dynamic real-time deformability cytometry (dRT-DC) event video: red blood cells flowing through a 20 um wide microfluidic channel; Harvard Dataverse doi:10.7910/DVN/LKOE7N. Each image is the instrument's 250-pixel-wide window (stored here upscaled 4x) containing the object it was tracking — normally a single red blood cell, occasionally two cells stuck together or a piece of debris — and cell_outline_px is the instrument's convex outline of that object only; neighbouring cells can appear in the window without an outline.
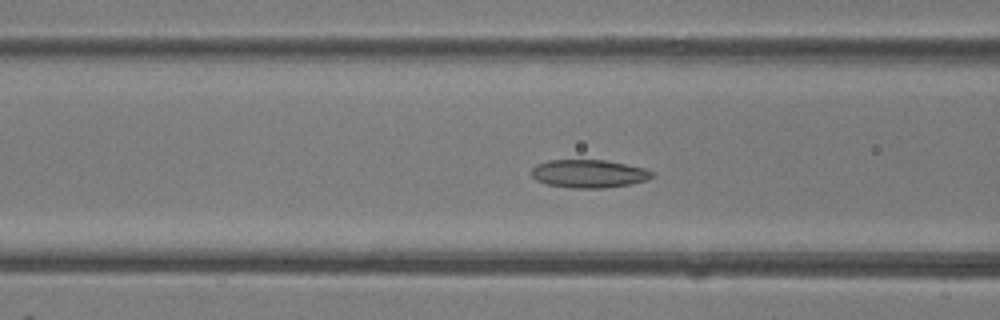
{"species": "common noctule bat (a hibernating species)", "species_latin": "Nyctalus noctula", "temperature_condition": "room temperature", "stored_images_in_passage": 48, "camera_frame_rate_fps": 3000, "um_per_image_px": 0.085, "animal": {"sex": "female"}, "frame": {"image": 1, "passage_image": 19, "time_ms": 6.0, "image_size_px": [1000, 320], "cell_outline_px": [[656, 172], [648, 180], [628, 184], [604, 188], [572, 188], [548, 184], [536, 180], [532, 176], [532, 168], [536, 164], [548, 160], [604, 160], [644, 168]], "centroid_in_image_um": [50.05, 14.76], "position_along_channel_um": 116.6, "area_um2": 19.65}}
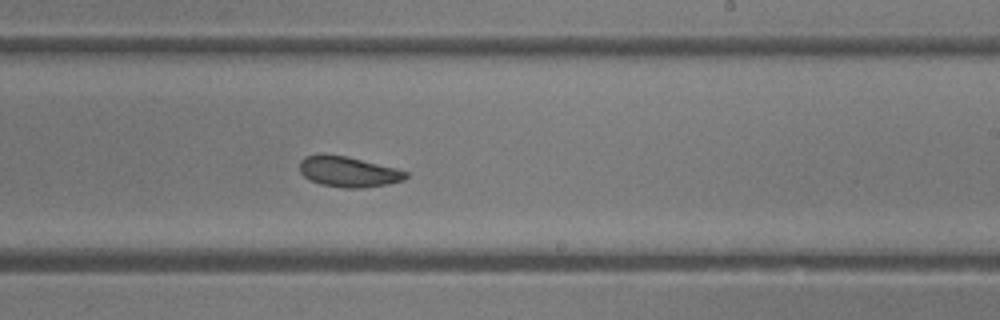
{"frame": {"image": 2, "passage_image": 29, "time_ms": 9.333, "image_size_px": [1000, 320], "cell_outline_px": [[408, 176], [404, 180], [388, 184], [364, 188], [344, 188], [320, 184], [308, 180], [300, 172], [300, 160], [304, 156], [324, 152], [348, 156], [396, 168], [408, 172]], "centroid_in_image_um": [29.58, 14.58], "position_along_channel_um": 259.4, "area_um2": 19.36}}
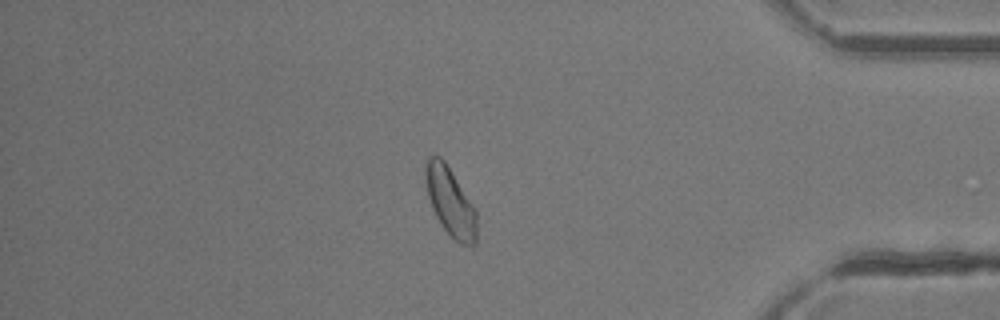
{"frame": {"image": 3, "passage_image": 41, "time_ms": 13.333, "image_size_px": [1000, 320], "cell_outline_px": [[476, 244], [472, 248], [460, 244], [440, 224], [432, 208], [428, 196], [424, 180], [424, 164], [428, 156], [440, 156], [444, 160], [476, 208]], "centroid_in_image_um": [38.27, 17.14], "position_along_channel_um": 396.9, "area_um2": 20.75}, "authors_computed_cell_mechanics": {"area_um2": 20.3456, "velocity_mm_per_s": 4.2918, "shape_relaxation_time_tau1_ms": 4.811, "shape_relaxation_time_tau2_ms": 2.5246, "deformation_change_tau1": 0.1102, "deformation_change_tau2": 0.0697}}